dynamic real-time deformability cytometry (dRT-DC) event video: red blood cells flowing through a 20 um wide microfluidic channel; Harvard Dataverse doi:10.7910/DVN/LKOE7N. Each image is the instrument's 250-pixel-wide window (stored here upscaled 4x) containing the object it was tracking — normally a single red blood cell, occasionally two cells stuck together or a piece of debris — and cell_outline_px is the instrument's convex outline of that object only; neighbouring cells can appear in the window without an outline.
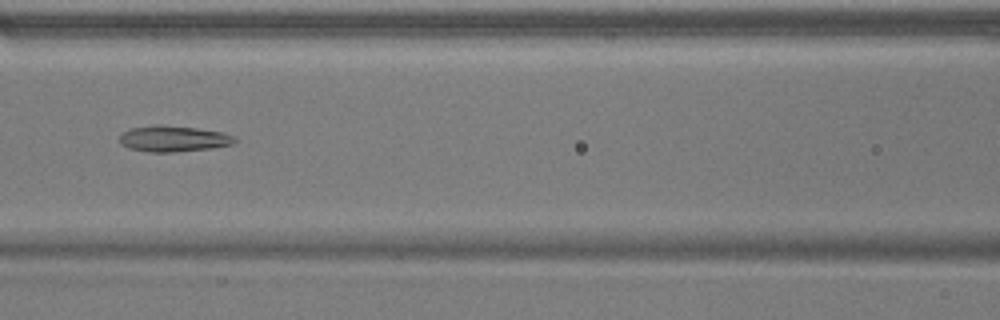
{"species": "common noctule bat (a hibernating species)", "species_latin": "Nyctalus noctula", "temperature_condition": "warm", "stored_images_in_passage": 53, "camera_frame_rate_fps": 3000, "um_per_image_px": 0.085, "animal": {"sex": "male", "body_mass_g": 17.9}, "frame": {"image": 1, "passage_image": 24, "time_ms": 7.667, "image_size_px": [1000, 320], "cell_outline_px": [[236, 140], [232, 144], [208, 148], [172, 152], [148, 152], [128, 148], [120, 144], [120, 132], [132, 128], [156, 124], [160, 124], [196, 128], [224, 132], [236, 136]], "centroid_in_image_um": [14.7, 11.78], "position_along_channel_um": 151.9, "area_um2": 17.51}}
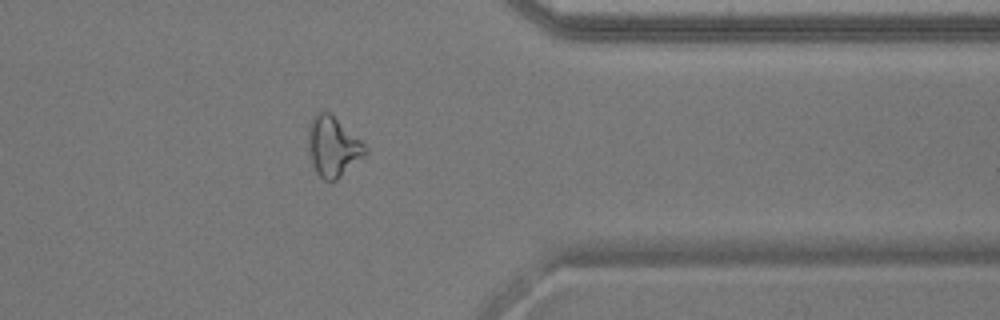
{"frame": {"image": 2, "passage_image": 43, "time_ms": 14.0, "image_size_px": [1000, 320], "cell_outline_px": [[368, 152], [364, 156], [332, 184], [324, 180], [316, 172], [312, 164], [308, 148], [308, 124], [316, 112], [332, 112], [368, 148]], "centroid_in_image_um": [28.29, 12.45], "position_along_channel_um": 383.1, "area_um2": 20.23}}
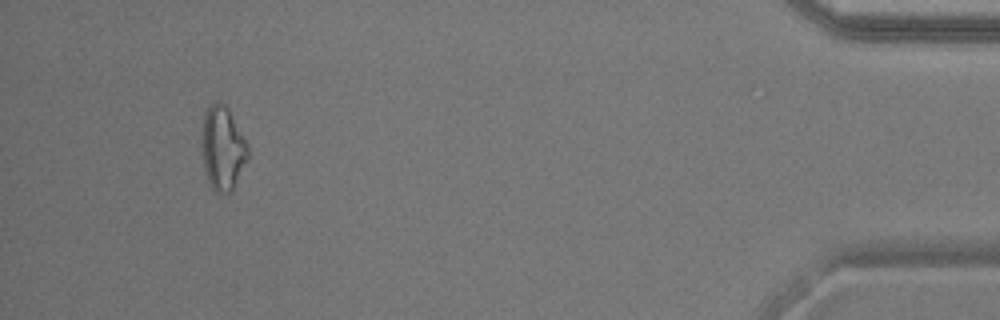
{"frame": {"image": 3, "passage_image": 50, "time_ms": 16.333, "image_size_px": [1000, 320], "cell_outline_px": [[248, 160], [232, 188], [228, 192], [216, 192], [212, 188], [208, 180], [204, 164], [204, 112], [208, 104], [216, 100], [220, 100], [228, 108], [248, 148]], "centroid_in_image_um": [18.94, 12.55], "position_along_channel_um": 416.3, "area_um2": 21.62}}